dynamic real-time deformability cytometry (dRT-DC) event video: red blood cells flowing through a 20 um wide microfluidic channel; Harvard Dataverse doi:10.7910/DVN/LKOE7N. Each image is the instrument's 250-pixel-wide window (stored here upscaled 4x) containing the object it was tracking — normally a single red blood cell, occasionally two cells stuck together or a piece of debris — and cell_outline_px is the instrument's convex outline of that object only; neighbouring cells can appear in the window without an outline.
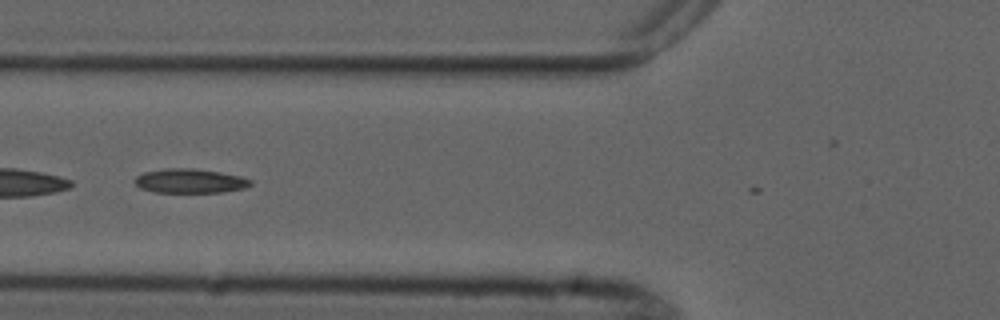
{"species": "common noctule bat (a hibernating species)", "species_latin": "Nyctalus noctula", "temperature_condition": "cold", "stored_images_in_passage": 8, "camera_frame_rate_fps": 3000, "um_per_image_px": 0.085, "animal": {"sex": "male", "forearm_length_mm": 52.5}, "frame": {"image": 1, "passage_image": 6, "time_ms": 7.0, "image_size_px": [1000, 320], "cell_outline_px": [[252, 184], [244, 188], [220, 192], [156, 192], [140, 188], [136, 184], [136, 176], [144, 172], [164, 168], [192, 168], [220, 172], [240, 176], [252, 180]], "centroid_in_image_um": [16.15, 15.37], "position_along_channel_um": 109.7, "area_um2": 16.24}}
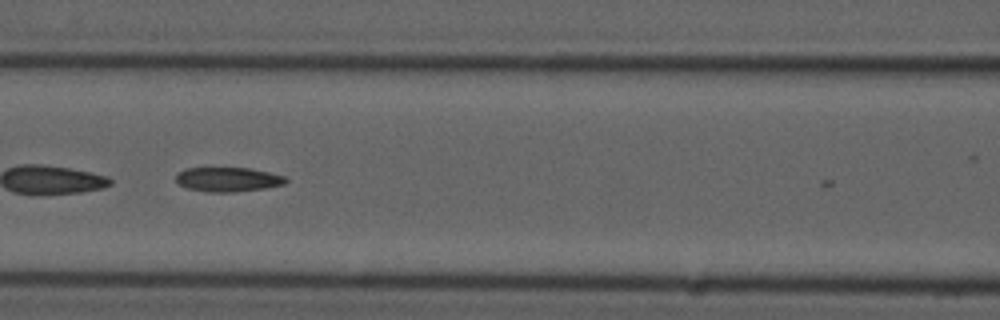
{"frame": {"image": 2, "passage_image": 7, "time_ms": 8.0, "image_size_px": [1000, 320], "cell_outline_px": [[288, 180], [284, 184], [264, 188], [236, 192], [208, 192], [188, 188], [180, 184], [176, 180], [176, 176], [184, 168], [248, 168], [288, 176]], "centroid_in_image_um": [19.41, 15.25], "position_along_channel_um": 147.2, "area_um2": 15.55}}